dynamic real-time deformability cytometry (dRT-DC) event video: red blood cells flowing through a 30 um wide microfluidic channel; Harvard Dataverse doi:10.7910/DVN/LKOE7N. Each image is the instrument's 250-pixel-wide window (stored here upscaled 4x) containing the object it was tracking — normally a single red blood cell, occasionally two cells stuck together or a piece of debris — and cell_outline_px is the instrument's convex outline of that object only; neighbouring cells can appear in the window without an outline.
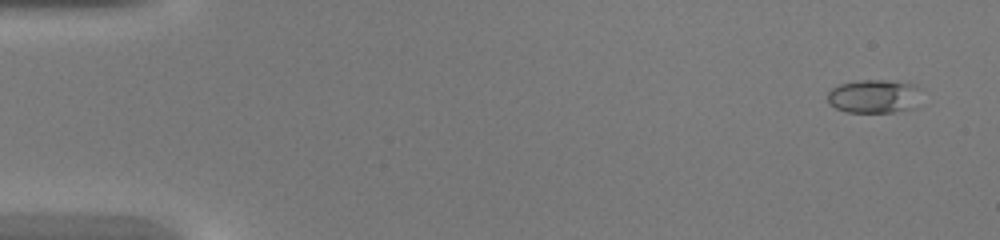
{"species": "common noctule bat (a hibernating species)", "species_latin": "Nyctalus noctula", "temperature_condition": "warm", "stored_images_in_passage": 45, "camera_frame_rate_fps": 3000, "um_per_image_px": 0.085, "animal": {"sex": "female", "body_mass_g": 20.0, "forearm_length_mm": 54.0}, "frame": {"image": 1, "passage_image": 3, "time_ms": 0.667, "image_size_px": [1000, 240], "cell_outline_px": [[916, 108], [892, 112], [844, 112], [828, 104], [828, 92], [832, 88], [840, 84], [860, 80], [888, 80], [916, 84]], "centroid_in_image_um": [74.23, 8.19], "position_along_channel_um": 10.8, "area_um2": 18.21}}
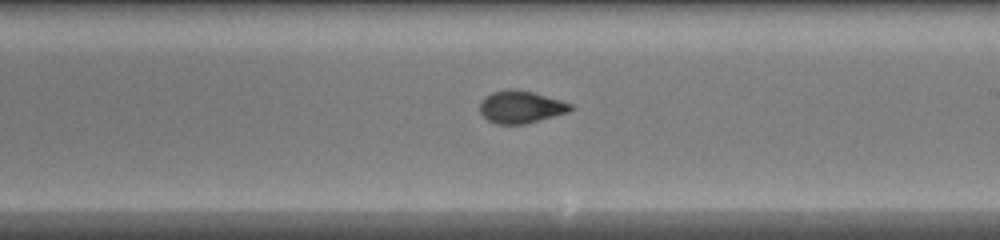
{"frame": {"image": 2, "passage_image": 27, "time_ms": 8.667, "image_size_px": [1000, 240], "cell_outline_px": [[572, 108], [568, 112], [524, 124], [496, 124], [488, 120], [480, 112], [480, 100], [484, 96], [492, 92], [512, 88], [532, 92], [560, 100], [572, 104]], "centroid_in_image_um": [44.22, 9.08], "position_along_channel_um": 244.8, "area_um2": 16.99}}
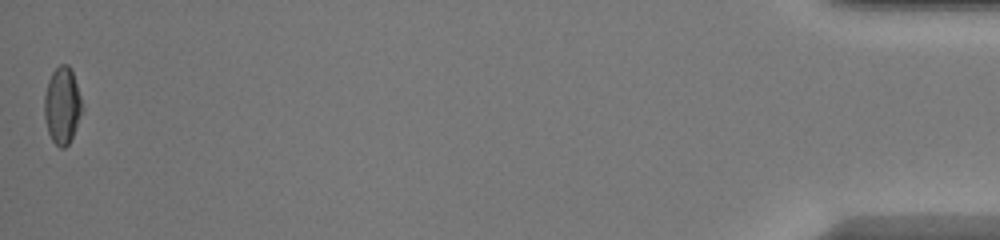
{"frame": {"image": 3, "passage_image": 45, "time_ms": 14.667, "image_size_px": [1000, 240], "cell_outline_px": [[84, 108], [72, 136], [68, 144], [64, 148], [60, 148], [52, 140], [48, 132], [44, 116], [44, 96], [48, 80], [52, 72], [60, 64], [68, 64], [72, 72]], "centroid_in_image_um": [5.28, 8.97], "position_along_channel_um": 429.9, "area_um2": 16.82}}